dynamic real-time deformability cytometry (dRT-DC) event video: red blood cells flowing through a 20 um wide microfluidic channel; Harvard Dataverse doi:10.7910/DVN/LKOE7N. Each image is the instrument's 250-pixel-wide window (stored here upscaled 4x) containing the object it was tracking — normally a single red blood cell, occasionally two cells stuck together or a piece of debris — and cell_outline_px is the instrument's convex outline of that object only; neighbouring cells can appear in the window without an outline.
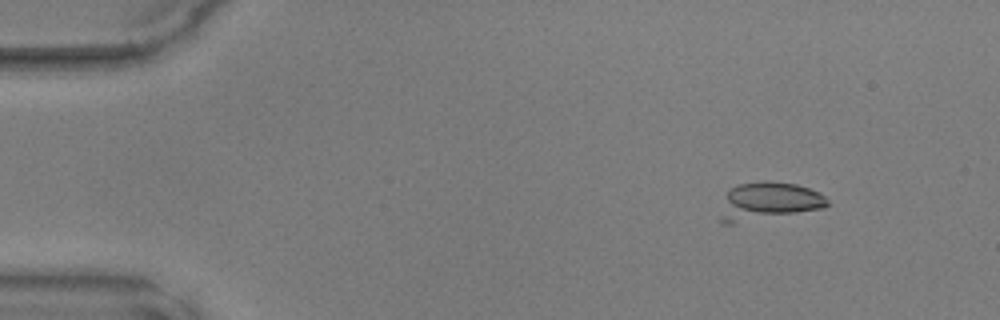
{"species": "common noctule bat (a hibernating species)", "species_latin": "Nyctalus noctula", "temperature_condition": "warm", "stored_images_in_passage": 42, "camera_frame_rate_fps": 3000, "um_per_image_px": 0.085, "animal": {"sex": "male", "body_mass_g": 17.9, "forearm_length_mm": 54.2}, "frame": {"image": 1, "passage_image": 2, "time_ms": 0.333, "image_size_px": [1000, 320], "cell_outline_px": [[828, 204], [824, 208], [732, 224], [720, 224], [720, 220], [728, 192], [732, 188], [740, 184], [796, 184], [820, 192], [828, 200]], "centroid_in_image_um": [65.36, 17.16], "position_along_channel_um": 19.6, "area_um2": 22.43}}
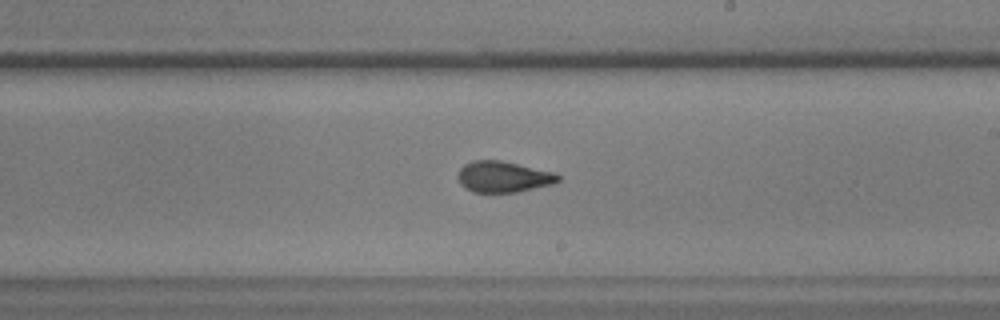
{"frame": {"image": 2, "passage_image": 25, "time_ms": 8.0, "image_size_px": [1000, 320], "cell_outline_px": [[560, 180], [552, 184], [516, 192], [472, 192], [460, 184], [456, 176], [460, 168], [464, 164], [472, 160], [500, 160], [556, 172], [560, 176]], "centroid_in_image_um": [42.76, 15.02], "position_along_channel_um": 246.2, "area_um2": 18.26}}
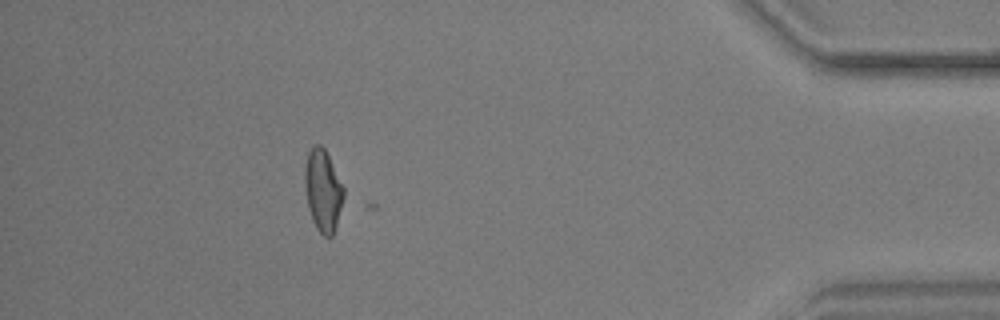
{"frame": {"image": 3, "passage_image": 40, "time_ms": 13.0, "image_size_px": [1000, 320], "cell_outline_px": [[344, 196], [336, 228], [332, 236], [324, 236], [316, 228], [312, 220], [308, 208], [304, 180], [304, 168], [308, 152], [316, 144], [320, 144], [324, 148], [344, 188]], "centroid_in_image_um": [27.44, 16.21], "position_along_channel_um": 407.8, "area_um2": 18.44}}